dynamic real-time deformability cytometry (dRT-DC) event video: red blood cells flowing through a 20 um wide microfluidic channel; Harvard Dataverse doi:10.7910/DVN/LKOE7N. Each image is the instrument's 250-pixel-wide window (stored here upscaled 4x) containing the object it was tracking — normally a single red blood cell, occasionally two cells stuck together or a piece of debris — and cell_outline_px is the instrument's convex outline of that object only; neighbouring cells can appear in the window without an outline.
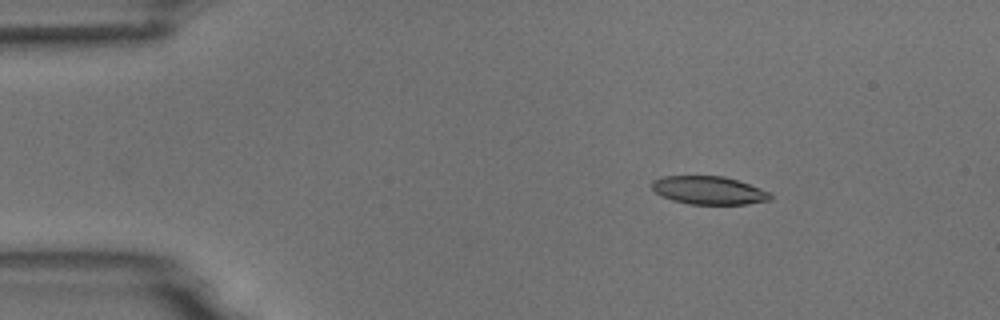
{"species": "common noctule bat (a hibernating species)", "species_latin": "Nyctalus noctula", "temperature_condition": "room temperature", "stored_images_in_passage": 4, "camera_frame_rate_fps": 3000, "um_per_image_px": 0.085, "animal": {"sex": "male", "body_mass_g": 18.8}, "frame": {"image": 1, "passage_image": 2, "time_ms": 1.333, "image_size_px": [1000, 320], "cell_outline_px": [[772, 200], [744, 204], [692, 204], [672, 200], [656, 192], [652, 188], [652, 180], [664, 176], [724, 176], [760, 188], [768, 192], [772, 196]], "centroid_in_image_um": [60.25, 16.17], "position_along_channel_um": 24.7, "area_um2": 19.19}}